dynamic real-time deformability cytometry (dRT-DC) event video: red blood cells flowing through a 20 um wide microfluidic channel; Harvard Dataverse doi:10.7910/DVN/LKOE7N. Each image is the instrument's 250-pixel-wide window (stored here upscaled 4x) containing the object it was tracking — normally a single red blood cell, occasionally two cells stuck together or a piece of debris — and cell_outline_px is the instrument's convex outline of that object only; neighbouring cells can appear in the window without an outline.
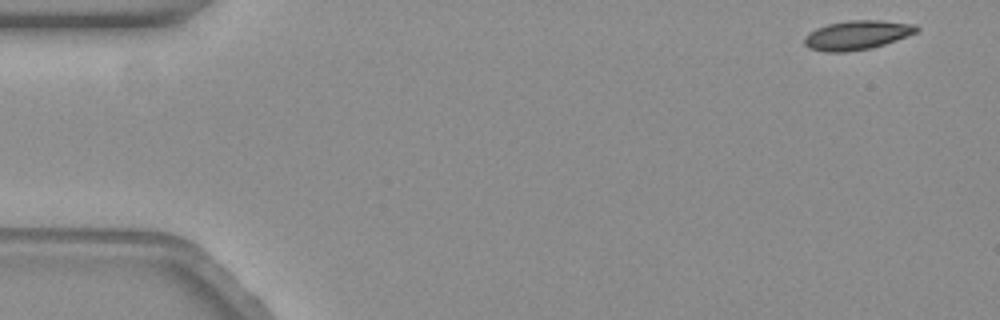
{"species": "common noctule bat (a hibernating species)", "species_latin": "Nyctalus noctula", "temperature_condition": "warm", "stored_images_in_passage": 58, "camera_frame_rate_fps": 3000, "um_per_image_px": 0.085, "animal": {"sex": "female", "body_mass_g": 19.3, "forearm_length_mm": 54.1}, "frame": {"image": 1, "passage_image": 1, "time_ms": 0.0, "image_size_px": [1000, 320], "cell_outline_px": [[920, 28], [916, 32], [908, 36], [872, 48], [844, 52], [824, 52], [808, 48], [804, 44], [804, 36], [808, 32], [816, 28], [828, 24], [848, 20], [880, 20], [916, 24]], "centroid_in_image_um": [72.83, 2.98], "position_along_channel_um": 12.2, "area_um2": 19.25}}
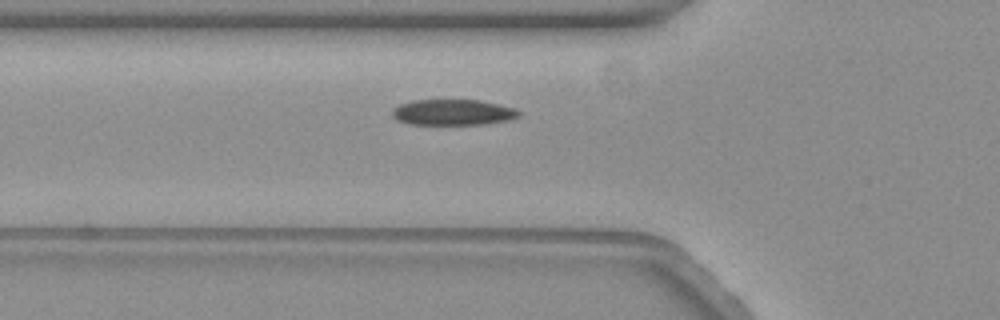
{"frame": {"image": 2, "passage_image": 19, "time_ms": 6.0, "image_size_px": [1000, 320], "cell_outline_px": [[520, 116], [512, 120], [484, 124], [408, 124], [396, 120], [392, 116], [392, 108], [400, 104], [412, 100], [480, 100], [516, 108], [520, 112]], "centroid_in_image_um": [38.51, 9.55], "position_along_channel_um": 87.3, "area_um2": 19.25}}
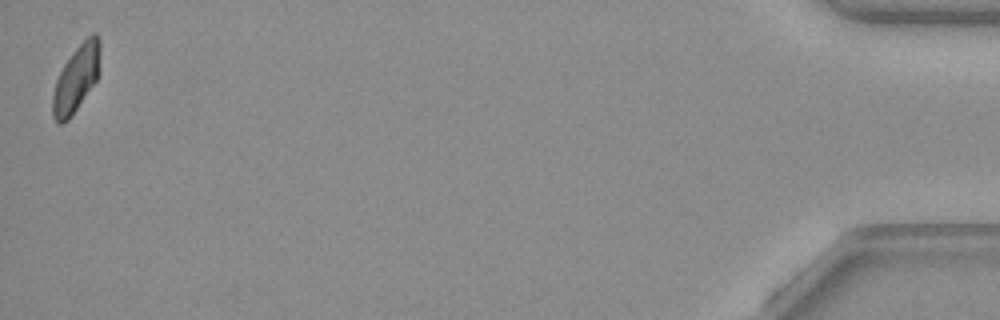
{"frame": {"image": 3, "passage_image": 58, "time_ms": 19.0, "image_size_px": [1000, 320], "cell_outline_px": [[100, 52], [96, 80], [68, 120], [60, 124], [56, 124], [52, 116], [52, 96], [56, 80], [64, 64], [72, 52], [92, 32], [96, 32], [100, 36]], "centroid_in_image_um": [6.46, 6.67], "position_along_channel_um": 428.7, "area_um2": 18.21}, "authors_computed_cell_mechanics": {"area_um2": 19.3919, "velocity_mm_per_s": 3.4088, "shape_relaxation_time_tau1_ms": 3.8627, "shape_relaxation_time_tau2_ms": 5.8262, "deformation_change_tau1": 0.1254, "deformation_change_tau2": 0.088}}